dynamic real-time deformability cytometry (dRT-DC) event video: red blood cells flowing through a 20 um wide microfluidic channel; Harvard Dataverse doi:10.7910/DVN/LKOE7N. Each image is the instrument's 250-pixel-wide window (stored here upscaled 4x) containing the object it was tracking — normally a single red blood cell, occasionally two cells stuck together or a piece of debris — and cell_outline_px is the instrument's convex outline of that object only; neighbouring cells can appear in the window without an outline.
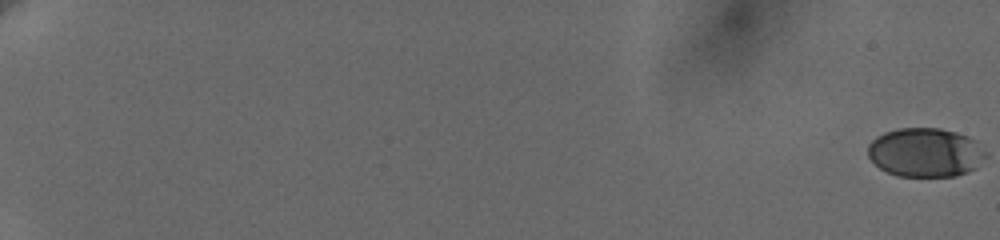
{"species": "human", "species_latin": "Homo sapiens", "temperature_condition": "cold", "stored_images_in_passage": 38, "camera_frame_rate_fps": 3000, "um_per_image_px": 0.085, "donor": {"sex": "female"}, "frame": {"image": 1, "passage_image": 1, "time_ms": 0.0, "image_size_px": [1000, 240], "cell_outline_px": [[976, 168], [968, 172], [956, 176], [896, 176], [880, 168], [868, 156], [868, 144], [876, 136], [884, 132], [900, 128], [940, 128], [956, 132], [972, 140], [976, 164]], "centroid_in_image_um": [78.44, 12.96], "position_along_channel_um": 6.6, "area_um2": 32.14}}
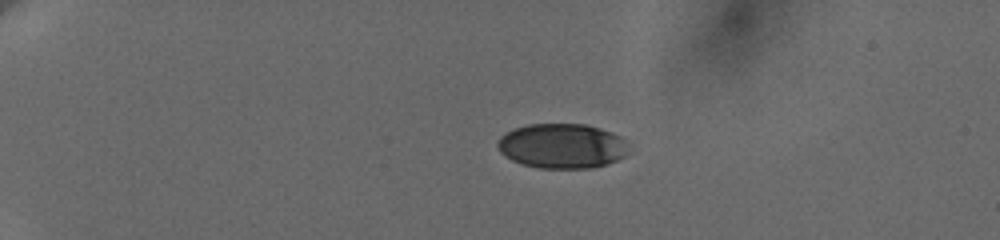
{"frame": {"image": 2, "passage_image": 29, "time_ms": 5.333, "image_size_px": [1000, 240], "cell_outline_px": [[624, 156], [608, 164], [592, 168], [536, 168], [520, 164], [512, 160], [500, 152], [496, 144], [500, 136], [512, 128], [528, 124], [584, 124], [600, 128], [612, 132], [620, 136], [624, 140]], "centroid_in_image_um": [47.7, 12.41], "position_along_channel_um": 37.3, "area_um2": 34.22}}